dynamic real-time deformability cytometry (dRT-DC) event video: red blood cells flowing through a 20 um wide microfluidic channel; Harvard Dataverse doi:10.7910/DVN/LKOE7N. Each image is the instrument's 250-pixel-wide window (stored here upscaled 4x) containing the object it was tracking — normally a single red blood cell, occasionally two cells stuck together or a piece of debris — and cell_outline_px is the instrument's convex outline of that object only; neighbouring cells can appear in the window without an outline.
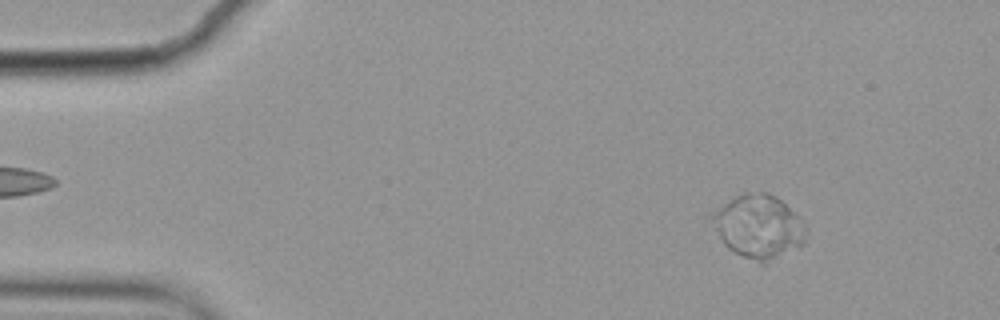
{"species": "common noctule bat (a hibernating species)", "species_latin": "Nyctalus noctula", "temperature_condition": "cold", "stored_images_in_passage": 6, "camera_frame_rate_fps": 3000, "um_per_image_px": 0.085, "animal": {"sex": "female", "body_mass_g": 19.9}, "frame": {"image": 1, "passage_image": 2, "time_ms": 0.333, "image_size_px": [1000, 320], "cell_outline_px": [[804, 244], [764, 264], [760, 264], [728, 248], [724, 244], [704, 216], [716, 208], [736, 196], [744, 192], [768, 192], [776, 196], [800, 216], [804, 228]], "centroid_in_image_um": [64.4, 19.23], "position_along_channel_um": 20.6, "area_um2": 35.14}}
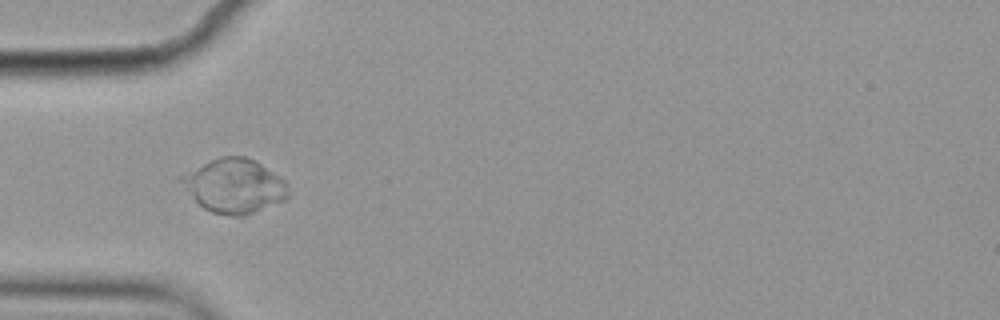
{"frame": {"image": 2, "passage_image": 5, "time_ms": 1.333, "image_size_px": [1000, 320], "cell_outline_px": [[288, 196], [284, 200], [244, 216], [232, 216], [212, 212], [204, 208], [176, 180], [176, 176], [220, 156], [244, 156], [256, 160], [284, 180], [288, 192]], "centroid_in_image_um": [19.87, 15.79], "position_along_channel_um": 65.1, "area_um2": 33.58}}